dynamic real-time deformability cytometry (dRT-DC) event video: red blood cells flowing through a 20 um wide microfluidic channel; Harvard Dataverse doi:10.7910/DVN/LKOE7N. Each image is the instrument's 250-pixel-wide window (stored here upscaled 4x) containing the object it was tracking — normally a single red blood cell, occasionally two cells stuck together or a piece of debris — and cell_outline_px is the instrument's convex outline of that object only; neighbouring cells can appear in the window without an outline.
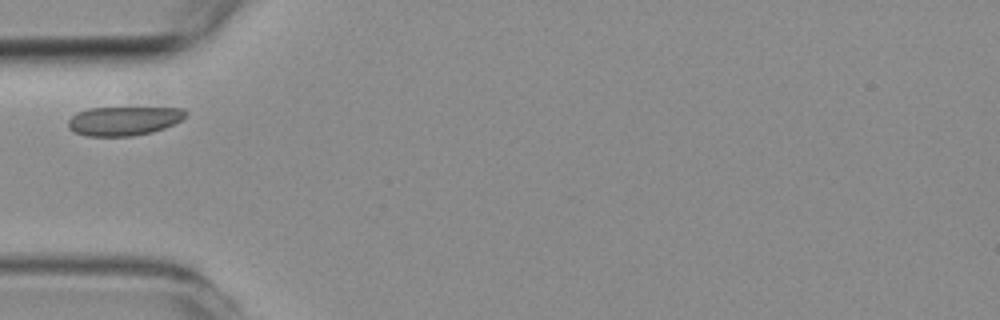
{"species": "common noctule bat (a hibernating species)", "species_latin": "Nyctalus noctula", "temperature_condition": "room temperature", "stored_images_in_passage": 3, "camera_frame_rate_fps": 3000, "um_per_image_px": 0.085, "animal": {"sex": "female", "body_mass_g": 19.3, "forearm_length_mm": 54.1}, "frame": {"image": 1, "passage_image": 1, "time_ms": 0.0, "image_size_px": [1000, 320], "cell_outline_px": [[188, 112], [180, 120], [164, 128], [152, 132], [132, 136], [88, 136], [72, 132], [68, 128], [68, 120], [76, 112], [88, 108], [184, 108]], "centroid_in_image_um": [10.47, 10.28], "position_along_channel_um": 74.5, "area_um2": 19.83}}
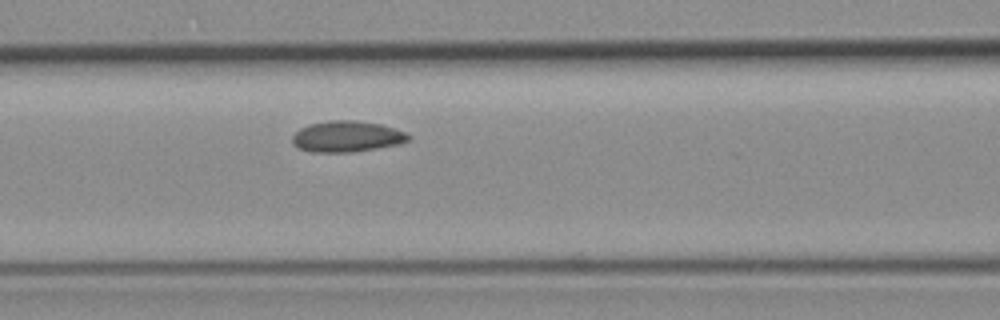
{"frame": {"image": 2, "passage_image": 3, "time_ms": 2.0, "image_size_px": [1000, 320], "cell_outline_px": [[408, 140], [396, 144], [376, 148], [352, 152], [312, 152], [300, 148], [292, 144], [292, 136], [300, 128], [308, 124], [328, 120], [356, 120], [380, 124], [404, 132], [408, 136]], "centroid_in_image_um": [29.4, 11.59], "position_along_channel_um": 137.2, "area_um2": 20.75}}